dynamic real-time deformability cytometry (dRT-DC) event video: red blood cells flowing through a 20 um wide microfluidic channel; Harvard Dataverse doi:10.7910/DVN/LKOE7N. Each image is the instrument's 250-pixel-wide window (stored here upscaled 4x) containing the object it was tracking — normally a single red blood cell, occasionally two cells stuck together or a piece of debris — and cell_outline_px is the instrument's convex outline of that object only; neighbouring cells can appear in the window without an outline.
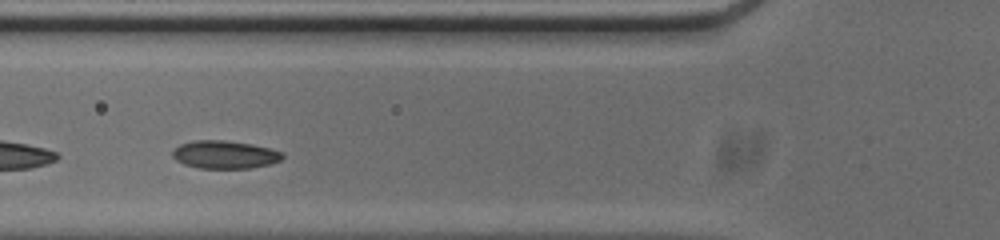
{"species": "common noctule bat (a hibernating species)", "species_latin": "Nyctalus noctula", "temperature_condition": "cold", "stored_images_in_passage": 32, "camera_frame_rate_fps": 3000, "um_per_image_px": 0.085, "animal": {"sex": "male", "body_mass_g": 20.0, "forearm_length_mm": 53.3}, "frame": {"image": 1, "passage_image": 10, "time_ms": 3.0, "image_size_px": [1000, 240], "cell_outline_px": [[284, 156], [280, 160], [272, 164], [248, 168], [200, 168], [184, 164], [176, 160], [172, 156], [172, 152], [180, 144], [196, 140], [224, 140], [252, 144], [268, 148], [280, 152]], "centroid_in_image_um": [19.09, 13.14], "position_along_channel_um": 106.7, "area_um2": 17.74}}
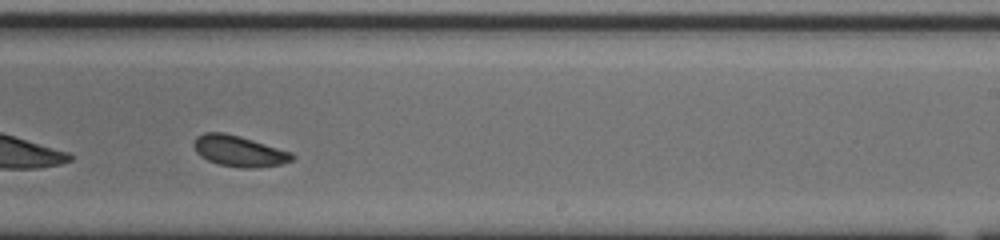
{"frame": {"image": 2, "passage_image": 23, "time_ms": 7.333, "image_size_px": [1000, 240], "cell_outline_px": [[296, 156], [292, 160], [280, 164], [256, 168], [240, 168], [216, 164], [200, 156], [196, 152], [192, 144], [196, 136], [204, 132], [224, 132], [240, 136], [292, 152]], "centroid_in_image_um": [20.29, 12.84], "position_along_channel_um": 268.7, "area_um2": 17.92}, "authors_computed_cell_mechanics": {"area_um2": 17.6868, "velocity_mm_per_s": 3.7514, "shape_relaxation_time_tau1_ms": 3.1261, "shape_relaxation_time_tau2_ms": 6.6751, "deformation_change_tau1": 0.111, "deformation_change_tau2": 0.1109}}